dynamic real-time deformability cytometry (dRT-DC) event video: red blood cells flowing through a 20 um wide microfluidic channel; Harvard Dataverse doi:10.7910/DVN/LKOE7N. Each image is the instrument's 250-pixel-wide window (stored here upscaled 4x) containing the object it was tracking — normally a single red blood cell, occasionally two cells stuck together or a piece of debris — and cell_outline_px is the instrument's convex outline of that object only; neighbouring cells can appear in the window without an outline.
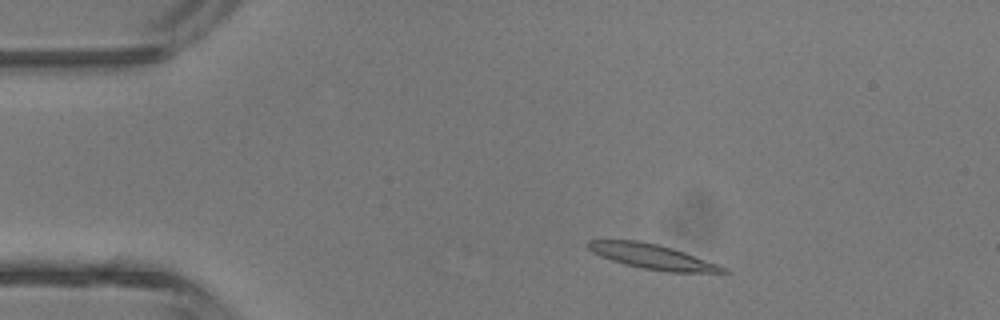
{"species": "common noctule bat (a hibernating species)", "species_latin": "Nyctalus noctula", "temperature_condition": "room temperature", "stored_images_in_passage": 3, "camera_frame_rate_fps": 3000, "um_per_image_px": 0.085, "animal": {"sex": "male", "body_mass_g": 13.3}, "frame": {"image": 1, "passage_image": 2, "time_ms": 1.333, "image_size_px": [1000, 320], "cell_outline_px": [[728, 272], [668, 272], [640, 268], [624, 264], [600, 256], [592, 252], [588, 248], [588, 240], [636, 240], [656, 244], [672, 248], [720, 264], [728, 268]], "centroid_in_image_um": [55.47, 21.82], "position_along_channel_um": 29.5, "area_um2": 19.48}}